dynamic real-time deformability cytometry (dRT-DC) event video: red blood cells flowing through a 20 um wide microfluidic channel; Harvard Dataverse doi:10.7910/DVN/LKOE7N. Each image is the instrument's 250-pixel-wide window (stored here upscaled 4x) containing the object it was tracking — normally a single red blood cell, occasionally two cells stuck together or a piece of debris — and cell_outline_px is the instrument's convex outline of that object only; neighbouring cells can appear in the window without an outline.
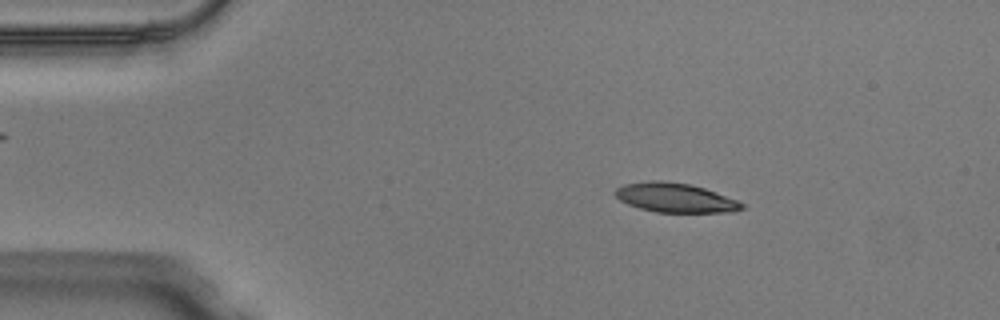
{"species": "Egyptian fruit bat (a non-hibernating species)", "species_latin": "Rousettus aegyptiacus", "temperature_condition": "warm", "stored_images_in_passage": 50, "camera_frame_rate_fps": 3000, "um_per_image_px": 0.085, "animal": {"sex": "male"}, "frame": {"image": 1, "passage_image": 9, "time_ms": 2.667, "image_size_px": [1000, 320], "cell_outline_px": [[744, 208], [732, 212], [656, 212], [640, 208], [628, 204], [620, 200], [616, 196], [616, 188], [624, 184], [648, 180], [664, 180], [692, 184], [704, 188], [736, 200], [744, 204]], "centroid_in_image_um": [57.38, 16.79], "position_along_channel_um": 27.6, "area_um2": 21.56}}
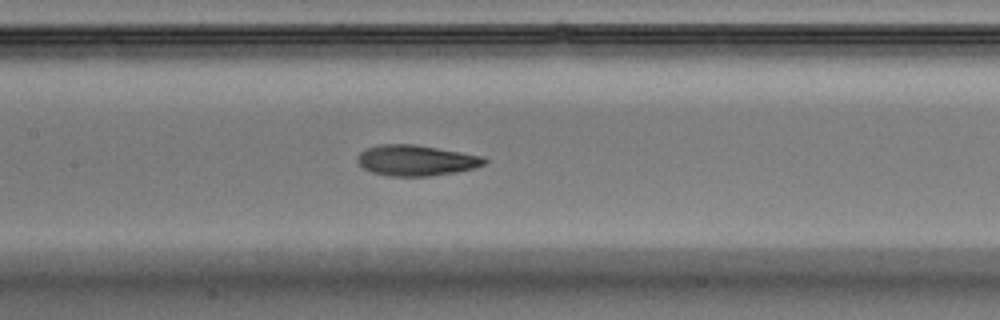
{"frame": {"image": 2, "passage_image": 24, "time_ms": 7.667, "image_size_px": [1000, 320], "cell_outline_px": [[488, 160], [484, 164], [476, 168], [456, 172], [428, 176], [388, 176], [372, 172], [364, 168], [356, 160], [356, 156], [360, 152], [368, 148], [380, 144], [412, 144], [484, 156]], "centroid_in_image_um": [35.37, 13.64], "position_along_channel_um": 172.0, "area_um2": 22.66}}
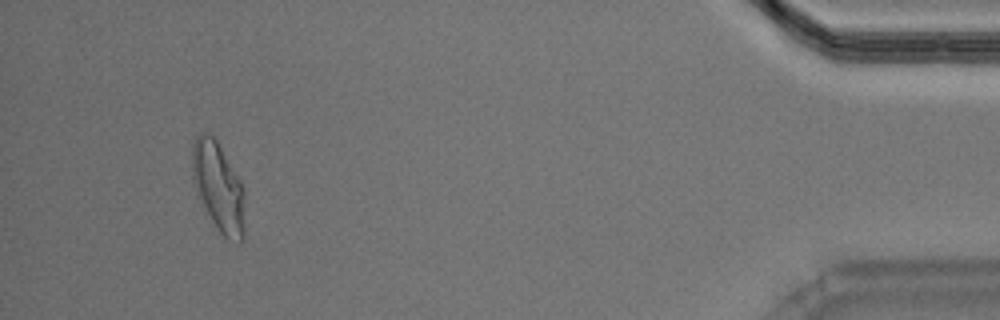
{"frame": {"image": 3, "passage_image": 47, "time_ms": 15.333, "image_size_px": [1000, 320], "cell_outline_px": [[244, 240], [240, 244], [228, 240], [220, 232], [212, 220], [192, 180], [192, 144], [196, 136], [200, 132], [208, 132], [216, 140], [240, 180], [244, 188]], "centroid_in_image_um": [18.58, 15.9], "position_along_channel_um": 416.6, "area_um2": 27.11}, "authors_computed_cell_mechanics": {"area_um2": 22.7154, "velocity_mm_per_s": 4.0855, "shape_relaxation_time_tau1_ms": 4.3306, "shape_relaxation_time_tau2_ms": 1.7857, "deformation_change_tau1": 0.1759, "deformation_change_tau2": 0.0878}}